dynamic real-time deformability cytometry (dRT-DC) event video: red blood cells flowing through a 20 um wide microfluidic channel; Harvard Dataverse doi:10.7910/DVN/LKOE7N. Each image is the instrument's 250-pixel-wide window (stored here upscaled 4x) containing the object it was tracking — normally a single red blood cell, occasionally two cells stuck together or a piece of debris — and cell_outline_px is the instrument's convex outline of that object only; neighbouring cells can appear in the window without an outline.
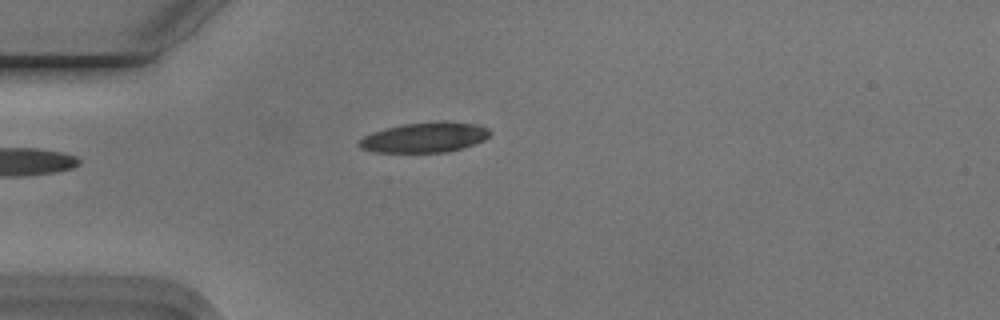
{"species": "Egyptian fruit bat (a non-hibernating species)", "species_latin": "Rousettus aegyptiacus", "temperature_condition": "cold", "stored_images_in_passage": 2, "camera_frame_rate_fps": 3000, "um_per_image_px": 0.085, "animal": {"sex": "male"}, "frame": {"image": 1, "passage_image": 1, "time_ms": 0.0, "image_size_px": [1000, 320], "cell_outline_px": [[492, 132], [484, 140], [476, 144], [464, 148], [448, 152], [376, 152], [360, 148], [356, 144], [364, 136], [388, 128], [404, 124], [440, 120], [444, 120], [476, 124], [488, 128]], "centroid_in_image_um": [36.16, 11.67], "position_along_channel_um": 48.8, "area_um2": 23.06}}